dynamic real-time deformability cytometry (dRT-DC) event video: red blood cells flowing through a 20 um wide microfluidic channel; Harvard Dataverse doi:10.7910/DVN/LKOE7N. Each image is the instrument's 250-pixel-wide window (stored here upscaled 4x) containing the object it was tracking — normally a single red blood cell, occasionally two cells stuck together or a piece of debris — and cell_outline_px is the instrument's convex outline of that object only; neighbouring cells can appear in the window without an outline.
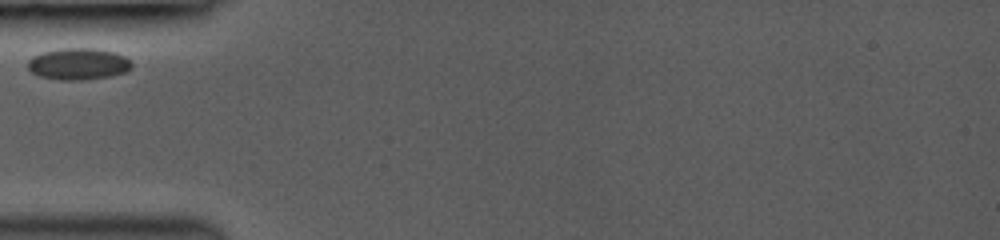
{"species": "common noctule bat (a hibernating species)", "species_latin": "Nyctalus noctula", "temperature_condition": "room temperature", "stored_images_in_passage": 23, "camera_frame_rate_fps": 3000, "um_per_image_px": 0.085, "animal": {"sex": "female", "body_mass_g": 19.0, "forearm_length_mm": 53.3}, "frame": {"image": 1, "passage_image": 1, "time_ms": 0.0, "image_size_px": [1000, 240], "cell_outline_px": [[132, 68], [124, 72], [112, 76], [84, 80], [60, 80], [40, 76], [32, 72], [28, 68], [28, 60], [32, 56], [44, 52], [64, 48], [96, 48], [116, 52], [124, 56], [132, 64]], "centroid_in_image_um": [6.67, 5.43], "position_along_channel_um": 78.3, "area_um2": 19.19}}
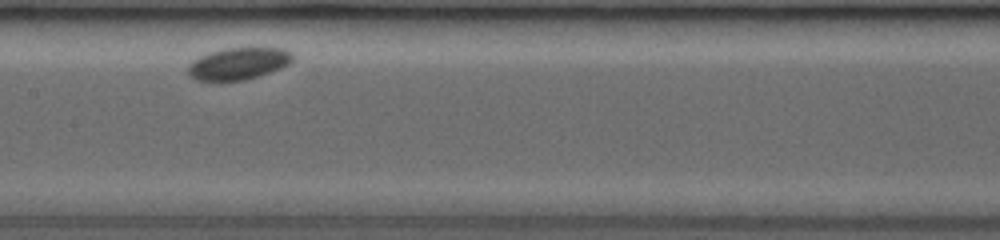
{"frame": {"image": 2, "passage_image": 9, "time_ms": 3.0, "image_size_px": [1000, 240], "cell_outline_px": [[296, 56], [288, 64], [280, 68], [260, 76], [244, 80], [220, 84], [216, 84], [196, 80], [188, 72], [188, 64], [192, 60], [208, 52], [224, 48], [284, 48], [292, 52]], "centroid_in_image_um": [20.23, 5.44], "position_along_channel_um": 187.2, "area_um2": 20.29}}
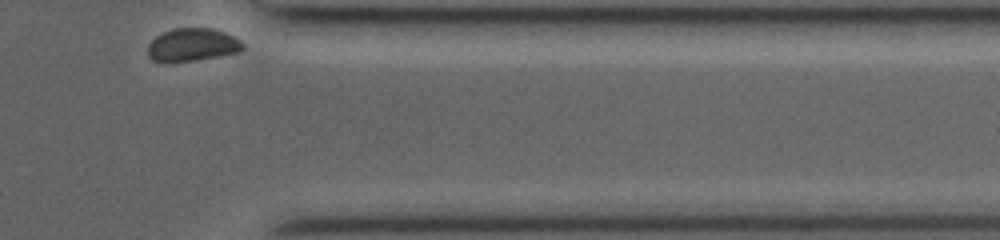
{"frame": {"image": 3, "passage_image": 23, "time_ms": 8.667, "image_size_px": [1000, 240], "cell_outline_px": [[244, 48], [240, 52], [196, 60], [152, 60], [148, 56], [148, 44], [156, 36], [172, 28], [212, 28], [236, 36], [244, 44]], "centroid_in_image_um": [16.41, 3.78], "position_along_channel_um": 395.0, "area_um2": 18.03}}